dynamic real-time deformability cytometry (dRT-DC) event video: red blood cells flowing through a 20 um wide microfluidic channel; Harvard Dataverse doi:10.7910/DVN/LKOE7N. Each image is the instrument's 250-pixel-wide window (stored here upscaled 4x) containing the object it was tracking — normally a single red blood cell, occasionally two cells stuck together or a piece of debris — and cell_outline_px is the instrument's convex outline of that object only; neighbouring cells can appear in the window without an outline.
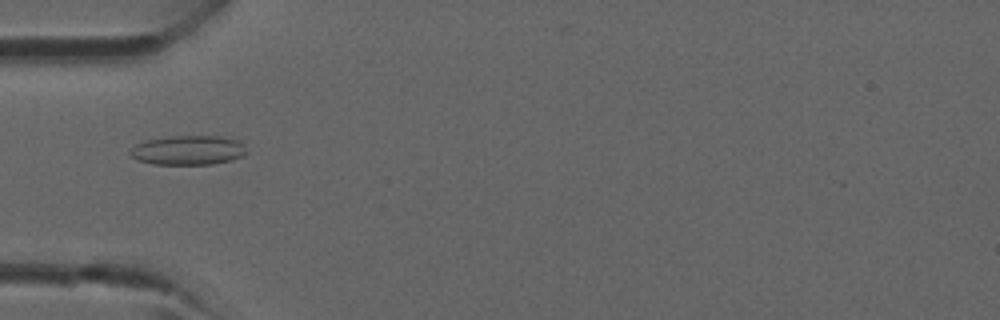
{"species": "common noctule bat (a hibernating species)", "species_latin": "Nyctalus noctula", "temperature_condition": "room temperature", "stored_images_in_passage": 40, "camera_frame_rate_fps": 3000, "um_per_image_px": 0.085, "animal": {"sex": "male", "forearm_length_mm": 52.5}, "frame": {"image": 1, "passage_image": 13, "time_ms": 4.0, "image_size_px": [1000, 320], "cell_outline_px": [[248, 152], [244, 156], [232, 160], [212, 164], [152, 164], [136, 160], [128, 152], [136, 144], [144, 140], [172, 136], [220, 136], [236, 140], [244, 144]], "centroid_in_image_um": [16.0, 12.77], "position_along_channel_um": 69.0, "area_um2": 20.11}}
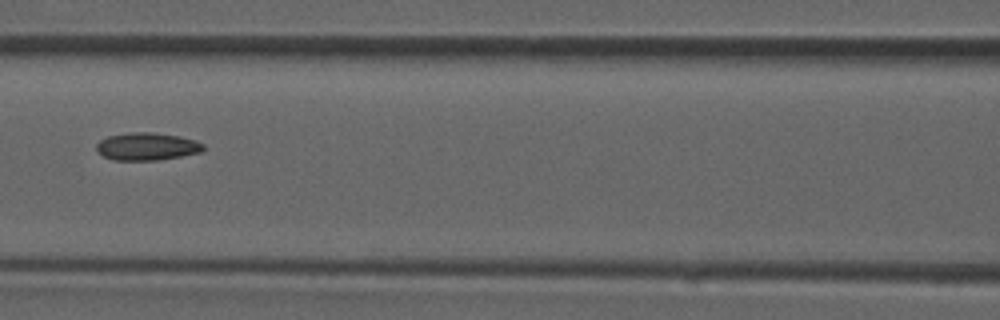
{"frame": {"image": 2, "passage_image": 18, "time_ms": 5.667, "image_size_px": [1000, 320], "cell_outline_px": [[204, 148], [200, 152], [180, 156], [156, 160], [112, 160], [104, 156], [96, 148], [96, 144], [100, 140], [108, 136], [132, 132], [152, 132], [180, 136], [196, 140], [204, 144]], "centroid_in_image_um": [12.49, 12.44], "position_along_channel_um": 154.1, "area_um2": 17.11}}
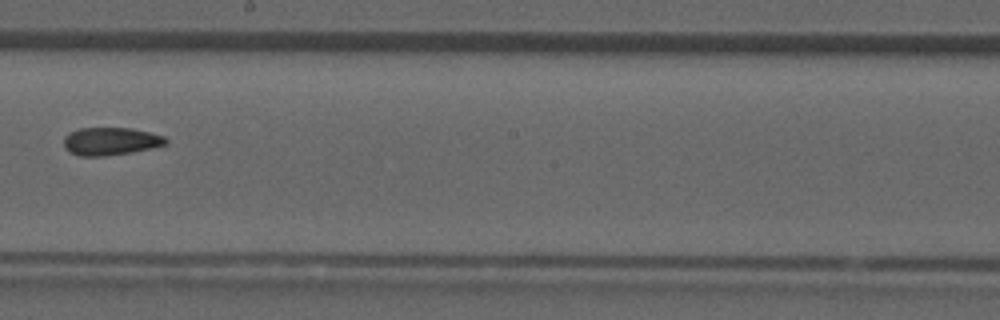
{"frame": {"image": 3, "passage_image": 23, "time_ms": 7.333, "image_size_px": [1000, 320], "cell_outline_px": [[168, 144], [152, 148], [104, 156], [80, 156], [68, 152], [64, 148], [64, 136], [80, 128], [132, 128], [164, 136], [168, 140]], "centroid_in_image_um": [9.39, 12.01], "position_along_channel_um": 238.8, "area_um2": 16.47}}